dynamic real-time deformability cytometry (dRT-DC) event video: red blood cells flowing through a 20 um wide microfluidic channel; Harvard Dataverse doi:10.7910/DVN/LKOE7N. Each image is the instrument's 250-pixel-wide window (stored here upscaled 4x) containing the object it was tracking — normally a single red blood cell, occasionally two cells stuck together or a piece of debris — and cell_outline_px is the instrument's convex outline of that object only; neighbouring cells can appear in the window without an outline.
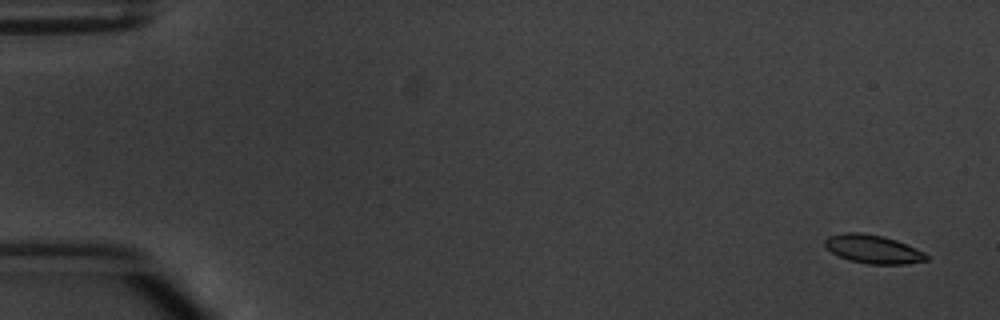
{"species": "common noctule bat (a hibernating species)", "species_latin": "Nyctalus noctula", "temperature_condition": "warm", "stored_images_in_passage": 5, "camera_frame_rate_fps": 3000, "um_per_image_px": 0.085, "animal": {"sex": "male", "body_mass_g": 20.1, "forearm_length_mm": 53.5}, "frame": {"image": 1, "passage_image": 1, "time_ms": 0.0, "image_size_px": [1000, 320], "cell_outline_px": [[928, 260], [908, 264], [868, 264], [848, 260], [832, 252], [824, 244], [824, 240], [828, 236], [844, 232], [860, 232], [884, 236], [896, 240], [916, 248], [924, 252], [928, 256]], "centroid_in_image_um": [74.22, 21.17], "position_along_channel_um": 10.8, "area_um2": 16.94}}
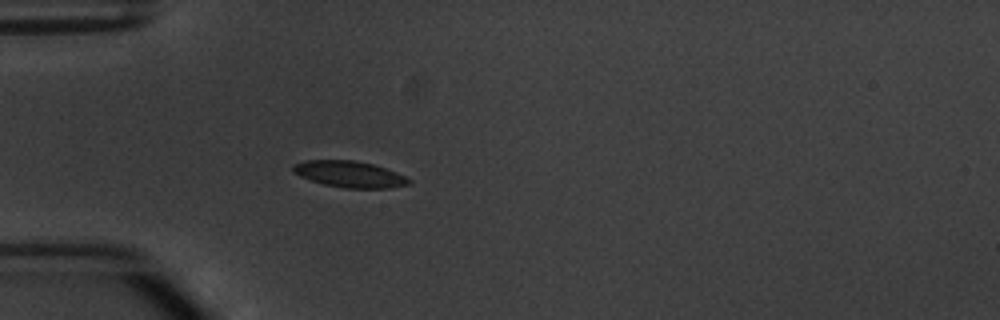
{"frame": {"image": 2, "passage_image": 5, "time_ms": 4.667, "image_size_px": [1000, 320], "cell_outline_px": [[412, 180], [408, 184], [388, 188], [344, 188], [324, 184], [300, 176], [292, 172], [292, 164], [304, 160], [352, 160], [372, 164], [396, 172]], "centroid_in_image_um": [29.66, 14.8], "position_along_channel_um": 55.3, "area_um2": 17.63}}